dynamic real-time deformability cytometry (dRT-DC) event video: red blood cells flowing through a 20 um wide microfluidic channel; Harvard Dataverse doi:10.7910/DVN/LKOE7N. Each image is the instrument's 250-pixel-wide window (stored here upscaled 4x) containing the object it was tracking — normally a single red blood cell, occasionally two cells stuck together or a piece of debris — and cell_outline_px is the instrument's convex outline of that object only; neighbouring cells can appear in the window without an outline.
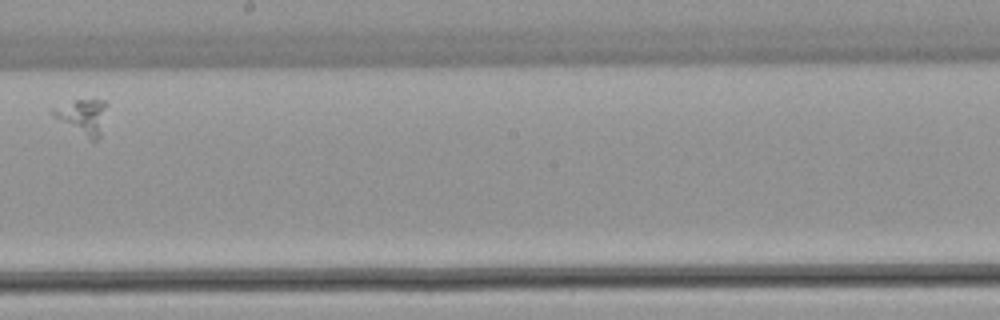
{"species": "common noctule bat (a hibernating species)", "species_latin": "Nyctalus noctula", "temperature_condition": "warm", "stored_images_in_passage": 6, "camera_frame_rate_fps": 3000, "um_per_image_px": 0.085, "animal": {"sex": "female", "body_mass_g": 22.7, "forearm_length_mm": 54.2}, "frame": {"image": 1, "passage_image": 5, "time_ms": 5.0, "image_size_px": [1000, 320], "cell_outline_px": [[108, 104], [100, 136], [92, 144], [52, 116], [52, 108], [76, 100], [104, 100]], "centroid_in_image_um": [7.05, 9.98], "position_along_channel_um": 241.2, "area_um2": 11.39}}